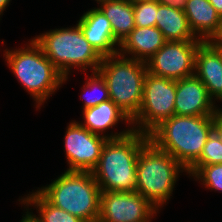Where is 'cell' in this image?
Wrapping results in <instances>:
<instances>
[{
  "label": "cell",
  "instance_id": "1",
  "mask_svg": "<svg viewBox=\"0 0 222 222\" xmlns=\"http://www.w3.org/2000/svg\"><path fill=\"white\" fill-rule=\"evenodd\" d=\"M149 140V135L135 130L124 137L106 140L92 171L101 191H135L138 154Z\"/></svg>",
  "mask_w": 222,
  "mask_h": 222
},
{
  "label": "cell",
  "instance_id": "2",
  "mask_svg": "<svg viewBox=\"0 0 222 222\" xmlns=\"http://www.w3.org/2000/svg\"><path fill=\"white\" fill-rule=\"evenodd\" d=\"M214 123L215 116L174 114L156 127L149 134V139L188 170L202 154Z\"/></svg>",
  "mask_w": 222,
  "mask_h": 222
},
{
  "label": "cell",
  "instance_id": "3",
  "mask_svg": "<svg viewBox=\"0 0 222 222\" xmlns=\"http://www.w3.org/2000/svg\"><path fill=\"white\" fill-rule=\"evenodd\" d=\"M4 50L7 66L36 102V108L50 98L64 83V76L45 56L41 46L31 39L27 46Z\"/></svg>",
  "mask_w": 222,
  "mask_h": 222
},
{
  "label": "cell",
  "instance_id": "4",
  "mask_svg": "<svg viewBox=\"0 0 222 222\" xmlns=\"http://www.w3.org/2000/svg\"><path fill=\"white\" fill-rule=\"evenodd\" d=\"M50 204L83 222H98L101 189L92 172L65 171L37 190Z\"/></svg>",
  "mask_w": 222,
  "mask_h": 222
},
{
  "label": "cell",
  "instance_id": "5",
  "mask_svg": "<svg viewBox=\"0 0 222 222\" xmlns=\"http://www.w3.org/2000/svg\"><path fill=\"white\" fill-rule=\"evenodd\" d=\"M182 172L187 170L149 140L138 154L135 191L160 210L170 199Z\"/></svg>",
  "mask_w": 222,
  "mask_h": 222
},
{
  "label": "cell",
  "instance_id": "6",
  "mask_svg": "<svg viewBox=\"0 0 222 222\" xmlns=\"http://www.w3.org/2000/svg\"><path fill=\"white\" fill-rule=\"evenodd\" d=\"M33 39L64 76V83L72 68L96 72L102 62L103 57L89 44L77 23L75 27L50 29Z\"/></svg>",
  "mask_w": 222,
  "mask_h": 222
},
{
  "label": "cell",
  "instance_id": "7",
  "mask_svg": "<svg viewBox=\"0 0 222 222\" xmlns=\"http://www.w3.org/2000/svg\"><path fill=\"white\" fill-rule=\"evenodd\" d=\"M97 71L107 84L110 100L132 120L143 99L146 62L117 53L103 57Z\"/></svg>",
  "mask_w": 222,
  "mask_h": 222
},
{
  "label": "cell",
  "instance_id": "8",
  "mask_svg": "<svg viewBox=\"0 0 222 222\" xmlns=\"http://www.w3.org/2000/svg\"><path fill=\"white\" fill-rule=\"evenodd\" d=\"M176 80L149 72L144 79L143 99L132 119L135 131L149 135L163 121L175 114Z\"/></svg>",
  "mask_w": 222,
  "mask_h": 222
},
{
  "label": "cell",
  "instance_id": "9",
  "mask_svg": "<svg viewBox=\"0 0 222 222\" xmlns=\"http://www.w3.org/2000/svg\"><path fill=\"white\" fill-rule=\"evenodd\" d=\"M203 40L167 41L146 61L147 72L172 80H180L195 73V56Z\"/></svg>",
  "mask_w": 222,
  "mask_h": 222
},
{
  "label": "cell",
  "instance_id": "10",
  "mask_svg": "<svg viewBox=\"0 0 222 222\" xmlns=\"http://www.w3.org/2000/svg\"><path fill=\"white\" fill-rule=\"evenodd\" d=\"M158 211L136 191H101L98 222H151Z\"/></svg>",
  "mask_w": 222,
  "mask_h": 222
},
{
  "label": "cell",
  "instance_id": "11",
  "mask_svg": "<svg viewBox=\"0 0 222 222\" xmlns=\"http://www.w3.org/2000/svg\"><path fill=\"white\" fill-rule=\"evenodd\" d=\"M107 138L94 134L75 120L68 124L64 136L67 171L92 172L99 162Z\"/></svg>",
  "mask_w": 222,
  "mask_h": 222
},
{
  "label": "cell",
  "instance_id": "12",
  "mask_svg": "<svg viewBox=\"0 0 222 222\" xmlns=\"http://www.w3.org/2000/svg\"><path fill=\"white\" fill-rule=\"evenodd\" d=\"M214 104L207 88L195 74L176 80L175 115L216 116L221 107Z\"/></svg>",
  "mask_w": 222,
  "mask_h": 222
},
{
  "label": "cell",
  "instance_id": "13",
  "mask_svg": "<svg viewBox=\"0 0 222 222\" xmlns=\"http://www.w3.org/2000/svg\"><path fill=\"white\" fill-rule=\"evenodd\" d=\"M84 123H80L90 132L103 136L107 139H117L131 133L134 129L131 126L132 120L112 100L100 103L99 105L83 109ZM125 121L128 128L118 132L105 134L106 130L113 129L118 123ZM130 128V129H129ZM103 134V135H102ZM105 134V135H104Z\"/></svg>",
  "mask_w": 222,
  "mask_h": 222
},
{
  "label": "cell",
  "instance_id": "14",
  "mask_svg": "<svg viewBox=\"0 0 222 222\" xmlns=\"http://www.w3.org/2000/svg\"><path fill=\"white\" fill-rule=\"evenodd\" d=\"M77 22L86 40L102 57L118 53L120 43L114 38L109 19L99 8L86 11Z\"/></svg>",
  "mask_w": 222,
  "mask_h": 222
},
{
  "label": "cell",
  "instance_id": "15",
  "mask_svg": "<svg viewBox=\"0 0 222 222\" xmlns=\"http://www.w3.org/2000/svg\"><path fill=\"white\" fill-rule=\"evenodd\" d=\"M194 74L205 85L214 102L222 101V53L211 41H203L199 45Z\"/></svg>",
  "mask_w": 222,
  "mask_h": 222
},
{
  "label": "cell",
  "instance_id": "16",
  "mask_svg": "<svg viewBox=\"0 0 222 222\" xmlns=\"http://www.w3.org/2000/svg\"><path fill=\"white\" fill-rule=\"evenodd\" d=\"M183 11L198 39L212 41L220 33L222 18L209 0H188Z\"/></svg>",
  "mask_w": 222,
  "mask_h": 222
},
{
  "label": "cell",
  "instance_id": "17",
  "mask_svg": "<svg viewBox=\"0 0 222 222\" xmlns=\"http://www.w3.org/2000/svg\"><path fill=\"white\" fill-rule=\"evenodd\" d=\"M166 42L162 32L156 26L135 27L120 43L118 53L146 62Z\"/></svg>",
  "mask_w": 222,
  "mask_h": 222
},
{
  "label": "cell",
  "instance_id": "18",
  "mask_svg": "<svg viewBox=\"0 0 222 222\" xmlns=\"http://www.w3.org/2000/svg\"><path fill=\"white\" fill-rule=\"evenodd\" d=\"M166 41H191L198 39L190 29L183 10L157 2L156 25Z\"/></svg>",
  "mask_w": 222,
  "mask_h": 222
},
{
  "label": "cell",
  "instance_id": "19",
  "mask_svg": "<svg viewBox=\"0 0 222 222\" xmlns=\"http://www.w3.org/2000/svg\"><path fill=\"white\" fill-rule=\"evenodd\" d=\"M109 19L114 38L121 43L136 27L134 21L133 2L130 0H109L98 5Z\"/></svg>",
  "mask_w": 222,
  "mask_h": 222
},
{
  "label": "cell",
  "instance_id": "20",
  "mask_svg": "<svg viewBox=\"0 0 222 222\" xmlns=\"http://www.w3.org/2000/svg\"><path fill=\"white\" fill-rule=\"evenodd\" d=\"M25 196L18 201L22 200L20 203L26 205V209H29V205L35 207L39 214L33 215L39 222H83L78 217L50 204L37 190Z\"/></svg>",
  "mask_w": 222,
  "mask_h": 222
},
{
  "label": "cell",
  "instance_id": "21",
  "mask_svg": "<svg viewBox=\"0 0 222 222\" xmlns=\"http://www.w3.org/2000/svg\"><path fill=\"white\" fill-rule=\"evenodd\" d=\"M90 75L91 76L87 78L85 85L82 87V91L84 90V97H80V99L84 98L82 109L99 105L110 99L107 84L101 74L96 71L92 72Z\"/></svg>",
  "mask_w": 222,
  "mask_h": 222
},
{
  "label": "cell",
  "instance_id": "22",
  "mask_svg": "<svg viewBox=\"0 0 222 222\" xmlns=\"http://www.w3.org/2000/svg\"><path fill=\"white\" fill-rule=\"evenodd\" d=\"M222 163V143L213 131L208 137L202 154L198 160L187 170L189 176H193L202 166Z\"/></svg>",
  "mask_w": 222,
  "mask_h": 222
},
{
  "label": "cell",
  "instance_id": "23",
  "mask_svg": "<svg viewBox=\"0 0 222 222\" xmlns=\"http://www.w3.org/2000/svg\"><path fill=\"white\" fill-rule=\"evenodd\" d=\"M193 177L207 189L222 191V163L202 166Z\"/></svg>",
  "mask_w": 222,
  "mask_h": 222
},
{
  "label": "cell",
  "instance_id": "24",
  "mask_svg": "<svg viewBox=\"0 0 222 222\" xmlns=\"http://www.w3.org/2000/svg\"><path fill=\"white\" fill-rule=\"evenodd\" d=\"M133 12L136 27H153L156 25V1L133 2Z\"/></svg>",
  "mask_w": 222,
  "mask_h": 222
},
{
  "label": "cell",
  "instance_id": "25",
  "mask_svg": "<svg viewBox=\"0 0 222 222\" xmlns=\"http://www.w3.org/2000/svg\"><path fill=\"white\" fill-rule=\"evenodd\" d=\"M188 0H159V3L165 6L184 10Z\"/></svg>",
  "mask_w": 222,
  "mask_h": 222
},
{
  "label": "cell",
  "instance_id": "26",
  "mask_svg": "<svg viewBox=\"0 0 222 222\" xmlns=\"http://www.w3.org/2000/svg\"><path fill=\"white\" fill-rule=\"evenodd\" d=\"M213 131L217 134L222 143V109L215 116Z\"/></svg>",
  "mask_w": 222,
  "mask_h": 222
},
{
  "label": "cell",
  "instance_id": "27",
  "mask_svg": "<svg viewBox=\"0 0 222 222\" xmlns=\"http://www.w3.org/2000/svg\"><path fill=\"white\" fill-rule=\"evenodd\" d=\"M27 211L25 212L26 214L24 216H22L23 218L21 219L20 222H39L35 216L33 215V212H29L28 209H26Z\"/></svg>",
  "mask_w": 222,
  "mask_h": 222
},
{
  "label": "cell",
  "instance_id": "28",
  "mask_svg": "<svg viewBox=\"0 0 222 222\" xmlns=\"http://www.w3.org/2000/svg\"><path fill=\"white\" fill-rule=\"evenodd\" d=\"M209 2L215 7L217 13L222 18V0H209Z\"/></svg>",
  "mask_w": 222,
  "mask_h": 222
},
{
  "label": "cell",
  "instance_id": "29",
  "mask_svg": "<svg viewBox=\"0 0 222 222\" xmlns=\"http://www.w3.org/2000/svg\"><path fill=\"white\" fill-rule=\"evenodd\" d=\"M10 1L11 0H0V16L3 15V12L7 8V6H9Z\"/></svg>",
  "mask_w": 222,
  "mask_h": 222
},
{
  "label": "cell",
  "instance_id": "30",
  "mask_svg": "<svg viewBox=\"0 0 222 222\" xmlns=\"http://www.w3.org/2000/svg\"><path fill=\"white\" fill-rule=\"evenodd\" d=\"M214 45H222V26L220 33L211 41Z\"/></svg>",
  "mask_w": 222,
  "mask_h": 222
},
{
  "label": "cell",
  "instance_id": "31",
  "mask_svg": "<svg viewBox=\"0 0 222 222\" xmlns=\"http://www.w3.org/2000/svg\"><path fill=\"white\" fill-rule=\"evenodd\" d=\"M131 2H140V1H156L159 2V0H130Z\"/></svg>",
  "mask_w": 222,
  "mask_h": 222
},
{
  "label": "cell",
  "instance_id": "32",
  "mask_svg": "<svg viewBox=\"0 0 222 222\" xmlns=\"http://www.w3.org/2000/svg\"><path fill=\"white\" fill-rule=\"evenodd\" d=\"M95 1H97V3L100 5V4L104 3V2H108L109 0H95Z\"/></svg>",
  "mask_w": 222,
  "mask_h": 222
},
{
  "label": "cell",
  "instance_id": "33",
  "mask_svg": "<svg viewBox=\"0 0 222 222\" xmlns=\"http://www.w3.org/2000/svg\"><path fill=\"white\" fill-rule=\"evenodd\" d=\"M222 53V45H215Z\"/></svg>",
  "mask_w": 222,
  "mask_h": 222
}]
</instances>
